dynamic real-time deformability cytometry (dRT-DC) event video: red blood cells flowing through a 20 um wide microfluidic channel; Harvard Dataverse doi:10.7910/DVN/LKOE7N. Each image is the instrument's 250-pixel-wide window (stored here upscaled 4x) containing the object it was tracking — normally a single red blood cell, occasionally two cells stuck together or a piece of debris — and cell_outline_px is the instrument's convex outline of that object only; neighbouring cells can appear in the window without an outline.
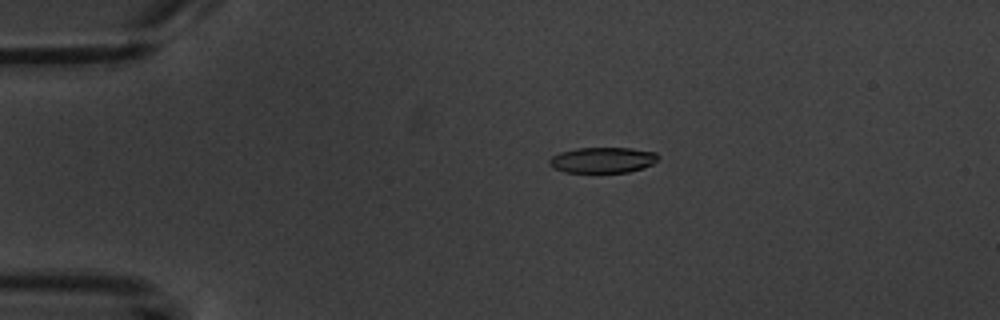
{"species": "common noctule bat (a hibernating species)", "species_latin": "Nyctalus noctula", "temperature_condition": "warm", "stored_images_in_passage": 6, "camera_frame_rate_fps": 3000, "um_per_image_px": 0.085, "animal": {"sex": "male", "body_mass_g": 20.1, "forearm_length_mm": 53.5}, "frame": {"image": 1, "passage_image": 2, "time_ms": 1.0, "image_size_px": [1000, 320], "cell_outline_px": [[660, 156], [652, 164], [644, 168], [628, 172], [564, 172], [552, 168], [548, 164], [548, 160], [552, 156], [560, 152], [576, 148], [632, 148], [656, 152]], "centroid_in_image_um": [51.21, 13.6], "position_along_channel_um": 33.8, "area_um2": 16.42}}
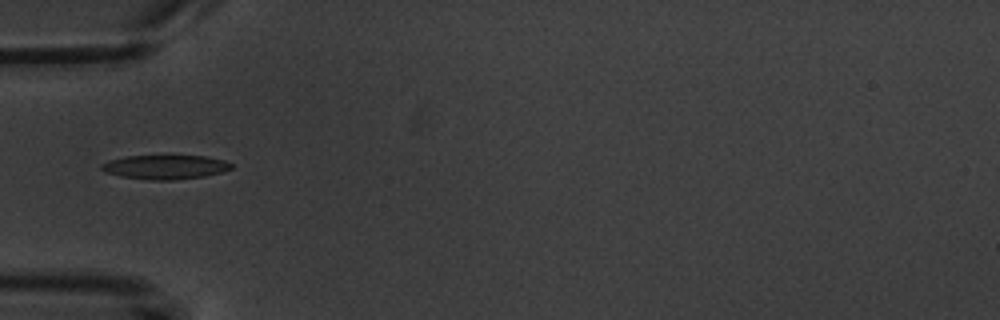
{"frame": {"image": 2, "passage_image": 4, "time_ms": 3.333, "image_size_px": [1000, 320], "cell_outline_px": [[232, 168], [224, 172], [204, 176], [176, 180], [148, 180], [120, 176], [104, 172], [100, 168], [100, 164], [108, 160], [128, 156], [168, 152], [204, 156], [224, 160], [232, 164]], "centroid_in_image_um": [14.03, 14.15], "position_along_channel_um": 71.0, "area_um2": 19.48}}
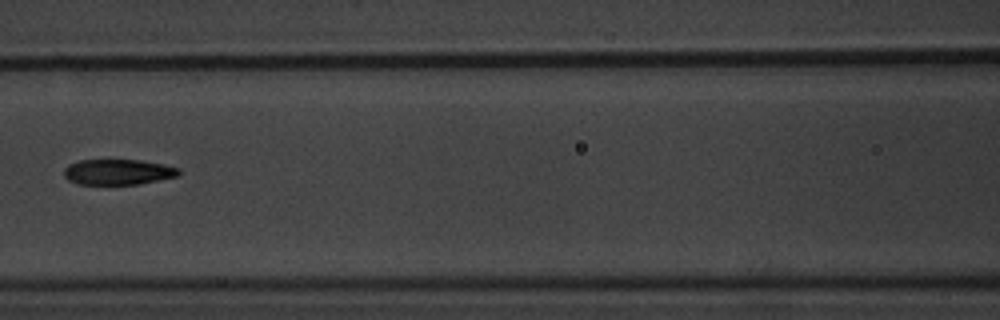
{"frame": {"image": 3, "passage_image": 6, "time_ms": 5.667, "image_size_px": [1000, 320], "cell_outline_px": [[180, 172], [176, 176], [140, 184], [76, 184], [68, 180], [64, 176], [64, 168], [68, 164], [80, 160], [140, 160], [180, 168]], "centroid_in_image_um": [9.98, 14.62], "position_along_channel_um": 156.6, "area_um2": 16.99}}